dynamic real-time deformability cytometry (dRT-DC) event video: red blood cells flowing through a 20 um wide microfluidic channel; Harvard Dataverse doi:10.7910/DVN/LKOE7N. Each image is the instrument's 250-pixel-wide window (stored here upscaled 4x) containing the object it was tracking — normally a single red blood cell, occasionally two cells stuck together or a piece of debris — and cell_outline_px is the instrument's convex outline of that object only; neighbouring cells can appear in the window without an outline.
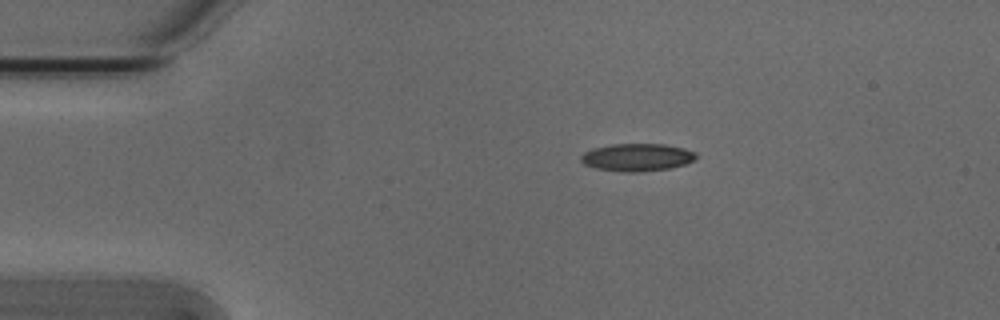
{"species": "Egyptian fruit bat (a non-hibernating species)", "species_latin": "Rousettus aegyptiacus", "temperature_condition": "cold", "stored_images_in_passage": 44, "camera_frame_rate_fps": 3000, "um_per_image_px": 0.085, "animal": {"sex": "male"}, "frame": {"image": 1, "passage_image": 1, "time_ms": 0.0, "image_size_px": [1000, 320], "cell_outline_px": [[700, 156], [696, 160], [684, 164], [668, 168], [640, 172], [624, 172], [596, 168], [584, 164], [580, 160], [580, 156], [584, 152], [592, 148], [612, 144], [664, 144], [684, 148], [696, 152]], "centroid_in_image_um": [54.17, 13.36], "position_along_channel_um": 30.8, "area_um2": 18.67}}
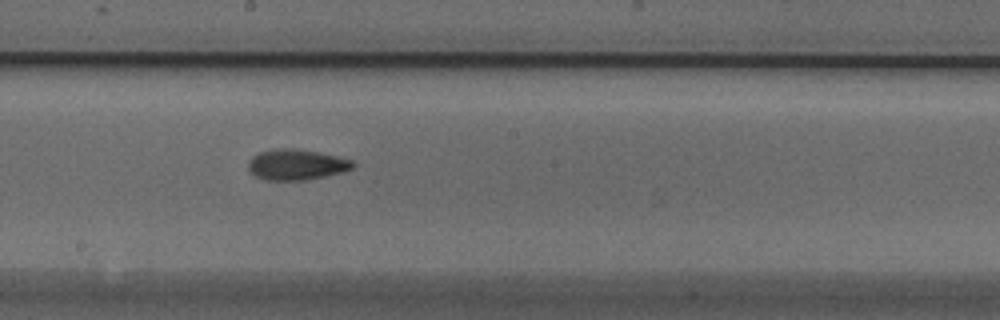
{"frame": {"image": 2, "passage_image": 20, "time_ms": 6.333, "image_size_px": [1000, 320], "cell_outline_px": [[356, 164], [352, 168], [344, 172], [304, 180], [264, 180], [256, 176], [248, 168], [248, 160], [252, 156], [260, 152], [276, 148], [296, 148], [336, 156], [352, 160]], "centroid_in_image_um": [25.18, 13.99], "position_along_channel_um": 223.0, "area_um2": 18.67}}
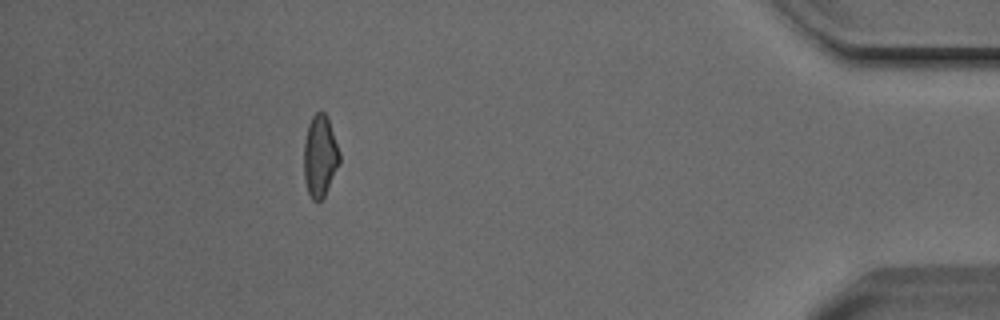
{"frame": {"image": 3, "passage_image": 39, "time_ms": 12.667, "image_size_px": [1000, 320], "cell_outline_px": [[340, 164], [324, 196], [316, 204], [312, 200], [308, 192], [304, 180], [304, 140], [308, 124], [312, 116], [316, 112], [324, 112], [328, 120], [340, 152]], "centroid_in_image_um": [27.19, 13.3], "position_along_channel_um": 408.0, "area_um2": 17.05}, "authors_computed_cell_mechanics": {"area_um2": 17.8602, "velocity_mm_per_s": 3.8128, "shape_relaxation_time_tau1_ms": 4.7674, "shape_relaxation_time_tau2_ms": 2.6223, "deformation_change_tau1": 0.1492, "deformation_change_tau2": 0.0888}}